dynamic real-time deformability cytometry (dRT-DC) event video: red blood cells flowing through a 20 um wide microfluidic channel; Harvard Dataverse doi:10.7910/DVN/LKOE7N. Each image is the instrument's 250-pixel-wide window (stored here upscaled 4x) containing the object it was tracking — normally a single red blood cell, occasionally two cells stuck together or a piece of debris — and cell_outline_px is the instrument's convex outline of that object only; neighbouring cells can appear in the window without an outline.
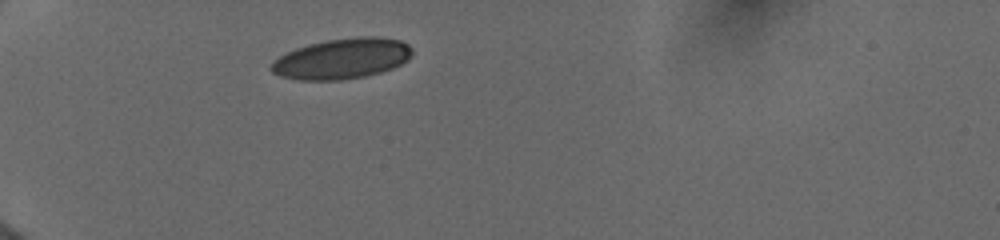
{"species": "human", "species_latin": "Homo sapiens", "temperature_condition": "cold", "stored_images_in_passage": 35, "camera_frame_rate_fps": 3000, "um_per_image_px": 0.085, "donor": {"sex": "female"}, "frame": {"image": 1, "passage_image": 1, "time_ms": 0.0, "image_size_px": [1000, 240], "cell_outline_px": [[412, 56], [408, 60], [392, 68], [380, 72], [364, 76], [340, 80], [296, 80], [280, 76], [272, 72], [268, 68], [272, 60], [296, 48], [308, 44], [328, 40], [356, 36], [380, 36], [400, 40], [408, 44], [412, 48]], "centroid_in_image_um": [29.06, 4.98], "position_along_channel_um": 55.9, "area_um2": 33.52}}
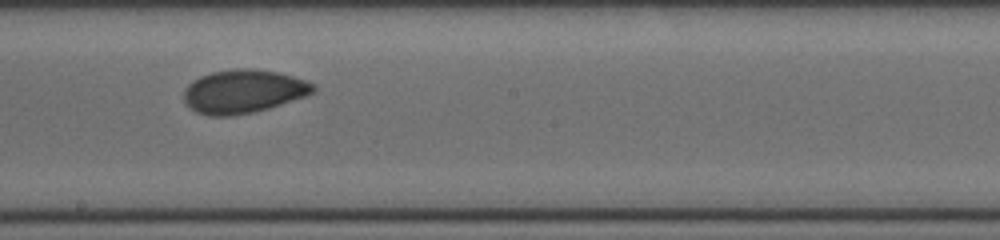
{"frame": {"image": 2, "passage_image": 22, "time_ms": 5.0, "image_size_px": [1000, 240], "cell_outline_px": [[316, 92], [308, 96], [268, 108], [252, 112], [232, 116], [208, 116], [196, 112], [184, 104], [184, 88], [192, 80], [200, 76], [212, 72], [236, 68], [252, 68], [280, 72], [308, 80], [316, 84]], "centroid_in_image_um": [20.71, 7.76], "position_along_channel_um": 227.5, "area_um2": 33.41}}
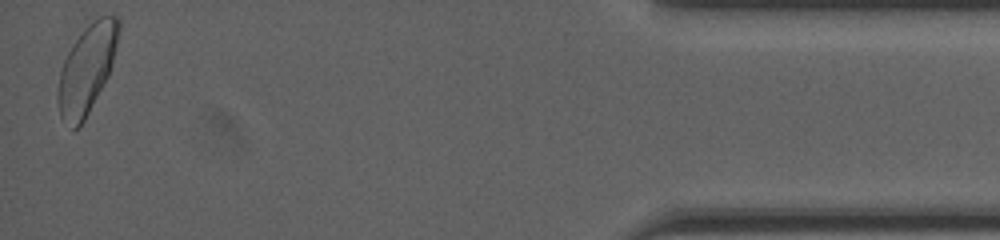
{"frame": {"image": 3, "passage_image": 34, "time_ms": 11.667, "image_size_px": [1000, 240], "cell_outline_px": [[120, 28], [112, 64], [108, 76], [84, 120], [76, 128], [72, 128], [60, 116], [56, 96], [56, 92], [60, 72], [64, 60], [72, 44], [84, 28], [92, 20], [100, 16], [116, 16], [120, 20]], "centroid_in_image_um": [7.37, 5.84], "position_along_channel_um": 427.8, "area_um2": 30.98}, "authors_computed_cell_mechanics": {"area_um2": 33.3506, "velocity_mm_per_s": 3.9704, "shape_relaxation_time_tau1_ms": 2.8132, "shape_relaxation_time_tau2_ms": 2.0614, "deformation_change_tau1": 0.1023, "deformation_change_tau2": 0.0522}}